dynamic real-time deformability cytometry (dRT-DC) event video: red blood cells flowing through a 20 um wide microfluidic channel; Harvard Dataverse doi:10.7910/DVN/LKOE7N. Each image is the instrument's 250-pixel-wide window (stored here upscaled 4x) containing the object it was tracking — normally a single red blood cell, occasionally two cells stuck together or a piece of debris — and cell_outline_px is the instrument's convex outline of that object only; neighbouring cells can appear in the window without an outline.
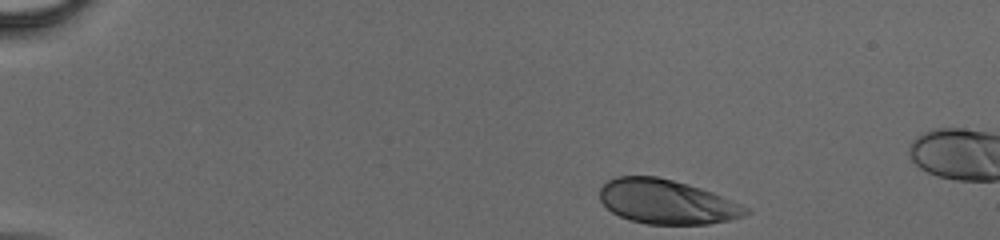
{"species": "human", "species_latin": "Homo sapiens", "temperature_condition": "cold", "stored_images_in_passage": 30, "camera_frame_rate_fps": 3000, "um_per_image_px": 0.085, "donor": {"sex": "male"}, "frame": {"image": 1, "passage_image": 1, "time_ms": 0.0, "image_size_px": [1000, 240], "cell_outline_px": [[752, 212], [744, 216], [728, 220], [708, 224], [648, 224], [628, 220], [612, 212], [600, 200], [600, 188], [608, 180], [616, 176], [656, 176], [688, 184], [712, 192], [752, 208]], "centroid_in_image_um": [56.7, 17.15], "position_along_channel_um": 28.3, "area_um2": 37.86}}
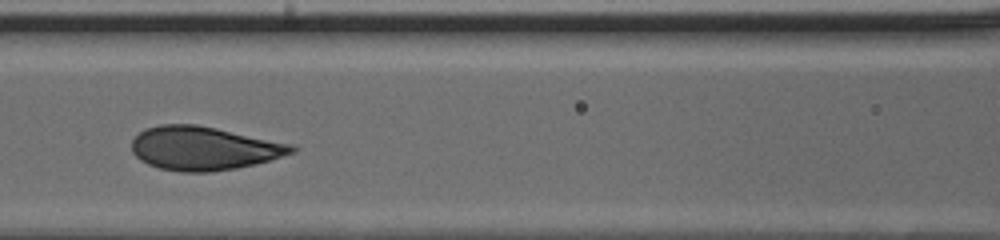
{"frame": {"image": 2, "passage_image": 16, "time_ms": 5.0, "image_size_px": [1000, 240], "cell_outline_px": [[296, 152], [256, 164], [236, 168], [212, 172], [180, 172], [160, 168], [148, 164], [140, 160], [132, 152], [132, 140], [144, 128], [160, 124], [196, 124], [216, 128], [292, 144], [296, 148]], "centroid_in_image_um": [17.3, 12.61], "position_along_channel_um": 149.3, "area_um2": 40.69}}
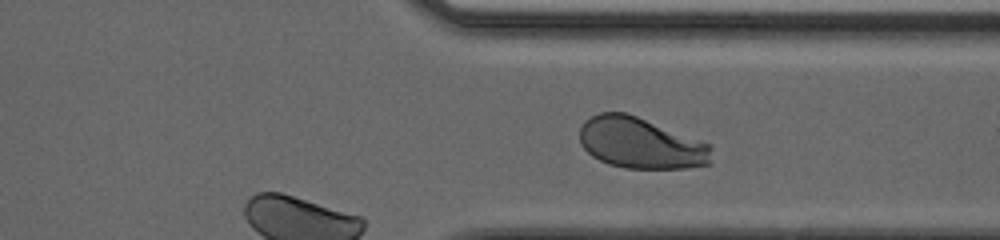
{"frame": {"image": 3, "passage_image": 30, "time_ms": 9.667, "image_size_px": [1000, 240], "cell_outline_px": [[712, 148], [708, 164], [688, 168], [624, 168], [608, 164], [592, 156], [580, 144], [580, 128], [584, 120], [600, 112], [624, 112], [636, 116], [712, 144]], "centroid_in_image_um": [54.44, 12.16], "position_along_channel_um": 357.0, "area_um2": 39.19}}